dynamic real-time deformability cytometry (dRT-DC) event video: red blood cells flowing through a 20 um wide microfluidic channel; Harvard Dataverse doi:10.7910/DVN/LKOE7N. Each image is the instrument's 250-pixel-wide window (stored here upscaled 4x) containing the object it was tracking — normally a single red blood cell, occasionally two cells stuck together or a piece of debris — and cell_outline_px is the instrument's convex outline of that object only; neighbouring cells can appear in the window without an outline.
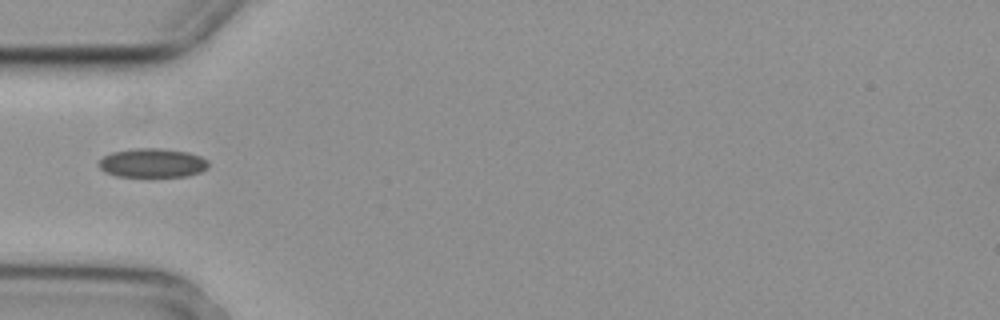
{"species": "common noctule bat (a hibernating species)", "species_latin": "Nyctalus noctula", "temperature_condition": "cold", "stored_images_in_passage": 6, "camera_frame_rate_fps": 3000, "um_per_image_px": 0.085, "animal": {"sex": "female", "body_mass_g": 29.2, "forearm_length_mm": 56.3}, "frame": {"image": 1, "passage_image": 6, "time_ms": 1.667, "image_size_px": [1000, 320], "cell_outline_px": [[208, 168], [200, 172], [188, 176], [116, 176], [104, 172], [100, 168], [100, 160], [104, 156], [112, 152], [136, 148], [160, 148], [188, 152], [200, 156], [208, 160]], "centroid_in_image_um": [12.98, 13.85], "position_along_channel_um": 72.0, "area_um2": 18.5}}